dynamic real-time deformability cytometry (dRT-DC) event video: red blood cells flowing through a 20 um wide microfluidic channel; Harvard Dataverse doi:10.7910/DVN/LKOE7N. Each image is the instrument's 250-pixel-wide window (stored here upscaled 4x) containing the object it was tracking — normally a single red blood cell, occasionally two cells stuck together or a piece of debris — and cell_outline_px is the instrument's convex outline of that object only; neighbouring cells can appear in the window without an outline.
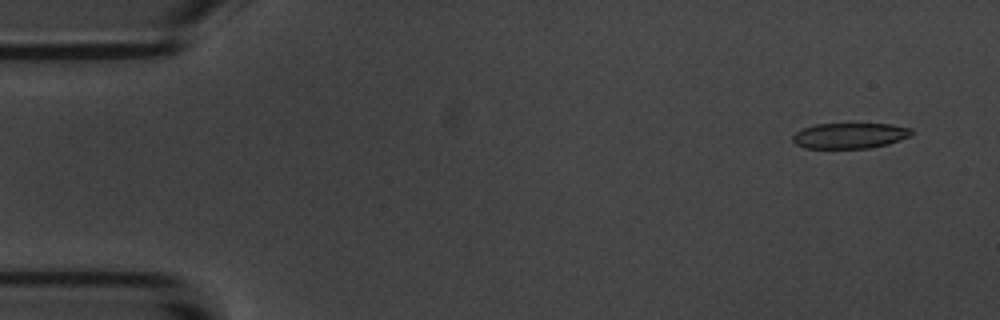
{"species": "common noctule bat (a hibernating species)", "species_latin": "Nyctalus noctula", "temperature_condition": "room temperature", "stored_images_in_passage": 5, "camera_frame_rate_fps": 3000, "um_per_image_px": 0.085, "animal": {"sex": "male", "body_mass_g": 20.1, "forearm_length_mm": 53.5}, "frame": {"image": 1, "passage_image": 1, "time_ms": 0.0, "image_size_px": [1000, 320], "cell_outline_px": [[912, 132], [908, 136], [900, 140], [888, 144], [868, 148], [804, 148], [796, 144], [792, 140], [792, 136], [796, 132], [804, 128], [816, 124], [892, 124], [912, 128]], "centroid_in_image_um": [72.22, 11.53], "position_along_channel_um": 12.8, "area_um2": 17.63}}
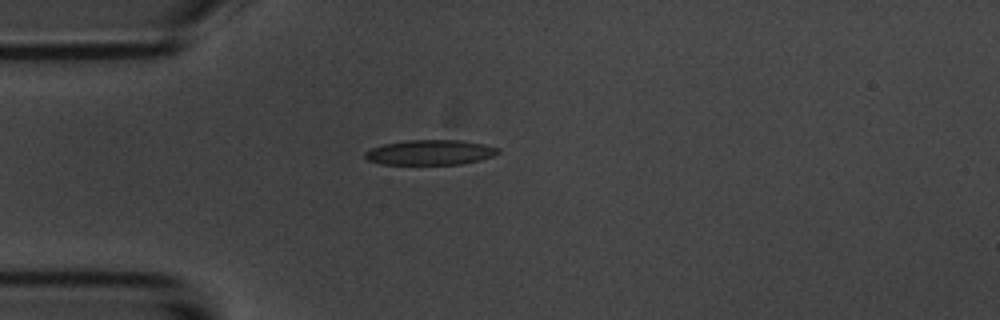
{"frame": {"image": 2, "passage_image": 4, "time_ms": 3.667, "image_size_px": [1000, 320], "cell_outline_px": [[500, 152], [492, 156], [480, 160], [460, 164], [380, 164], [368, 160], [364, 156], [364, 152], [372, 148], [384, 144], [408, 140], [460, 140], [484, 144], [500, 148]], "centroid_in_image_um": [36.57, 12.95], "position_along_channel_um": 48.4, "area_um2": 19.36}}